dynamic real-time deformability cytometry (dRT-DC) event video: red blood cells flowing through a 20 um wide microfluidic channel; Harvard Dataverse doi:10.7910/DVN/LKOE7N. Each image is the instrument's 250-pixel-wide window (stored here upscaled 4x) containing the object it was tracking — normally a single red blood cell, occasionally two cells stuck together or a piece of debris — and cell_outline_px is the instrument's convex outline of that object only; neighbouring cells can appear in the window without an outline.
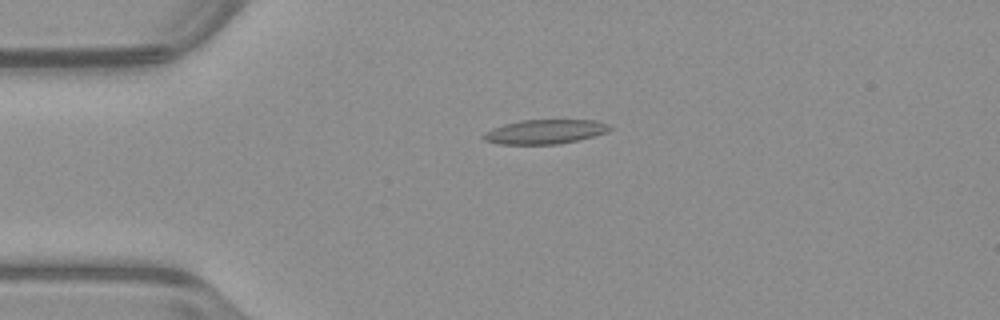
{"species": "common noctule bat (a hibernating species)", "species_latin": "Nyctalus noctula", "temperature_condition": "warm", "stored_images_in_passage": 46, "camera_frame_rate_fps": 3000, "um_per_image_px": 0.085, "animal": {"sex": "male", "body_mass_g": 23.1, "forearm_length_mm": 52.7}, "frame": {"image": 1, "passage_image": 6, "time_ms": 1.667, "image_size_px": [1000, 320], "cell_outline_px": [[612, 128], [608, 132], [560, 144], [500, 144], [484, 140], [480, 136], [484, 132], [492, 128], [504, 124], [520, 120], [596, 120], [608, 124]], "centroid_in_image_um": [46.29, 11.19], "position_along_channel_um": 38.7, "area_um2": 17.92}}
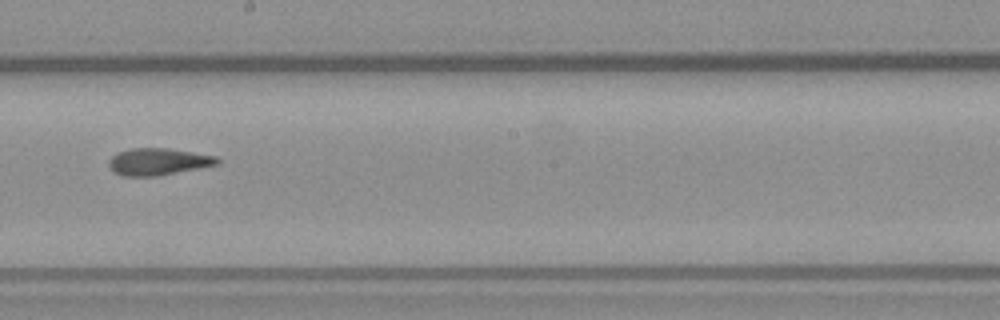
{"frame": {"image": 2, "passage_image": 23, "time_ms": 7.333, "image_size_px": [1000, 320], "cell_outline_px": [[220, 164], [200, 168], [156, 176], [124, 176], [116, 172], [108, 164], [108, 160], [116, 152], [128, 148], [168, 148], [216, 156], [220, 160]], "centroid_in_image_um": [13.45, 13.73], "position_along_channel_um": 234.8, "area_um2": 17.05}}
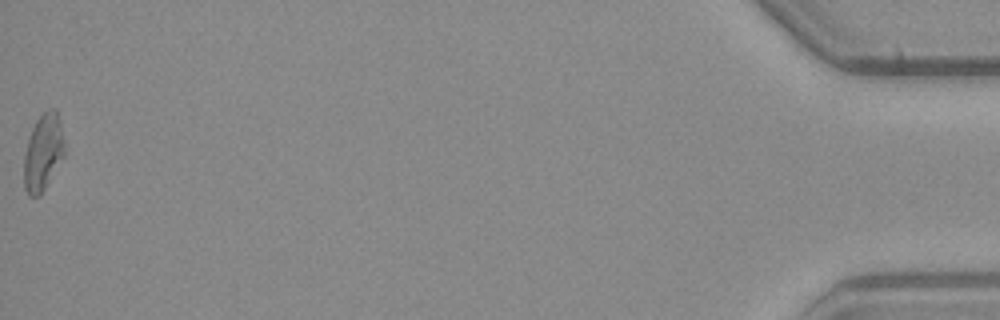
{"frame": {"image": 3, "passage_image": 46, "time_ms": 15.0, "image_size_px": [1000, 320], "cell_outline_px": [[64, 156], [40, 196], [28, 196], [24, 188], [24, 152], [32, 128], [36, 120], [48, 108], [56, 108], [64, 140]], "centroid_in_image_um": [3.65, 12.96], "position_along_channel_um": 431.5, "area_um2": 18.09}, "authors_computed_cell_mechanics": {"area_um2": 17.4556, "velocity_mm_per_s": 3.9699, "shape_relaxation_time_tau1_ms": null, "shape_relaxation_time_tau2_ms": 5.2561, "deformation_change_tau1": null, "deformation_change_tau2": 0.1513}}